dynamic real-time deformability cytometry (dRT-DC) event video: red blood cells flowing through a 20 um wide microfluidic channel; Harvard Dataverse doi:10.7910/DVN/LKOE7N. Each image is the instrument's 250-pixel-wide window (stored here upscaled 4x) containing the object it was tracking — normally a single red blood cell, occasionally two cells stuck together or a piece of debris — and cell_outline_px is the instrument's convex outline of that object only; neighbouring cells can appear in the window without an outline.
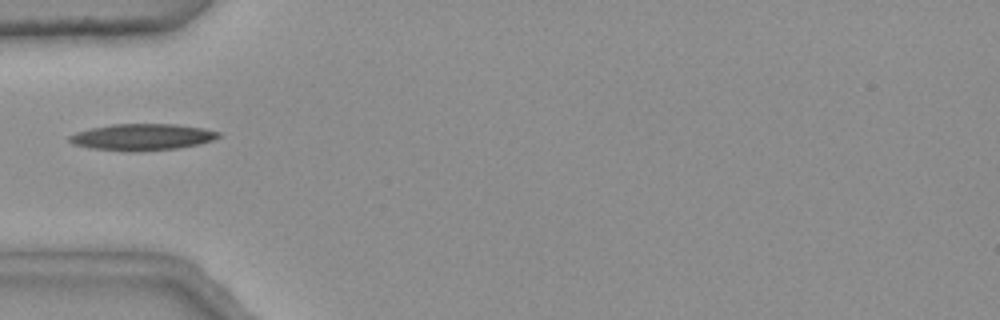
{"species": "common noctule bat (a hibernating species)", "species_latin": "Nyctalus noctula", "temperature_condition": "warm", "stored_images_in_passage": 4, "camera_frame_rate_fps": 3000, "um_per_image_px": 0.085, "animal": {"sex": "female", "body_mass_g": 25.1}, "frame": {"image": 1, "passage_image": 1, "time_ms": 0.0, "image_size_px": [1000, 320], "cell_outline_px": [[220, 136], [212, 140], [200, 144], [176, 148], [92, 148], [72, 144], [68, 140], [68, 136], [76, 132], [92, 128], [112, 124], [176, 124], [204, 128], [220, 132]], "centroid_in_image_um": [12.12, 11.59], "position_along_channel_um": 72.9, "area_um2": 21.79}}